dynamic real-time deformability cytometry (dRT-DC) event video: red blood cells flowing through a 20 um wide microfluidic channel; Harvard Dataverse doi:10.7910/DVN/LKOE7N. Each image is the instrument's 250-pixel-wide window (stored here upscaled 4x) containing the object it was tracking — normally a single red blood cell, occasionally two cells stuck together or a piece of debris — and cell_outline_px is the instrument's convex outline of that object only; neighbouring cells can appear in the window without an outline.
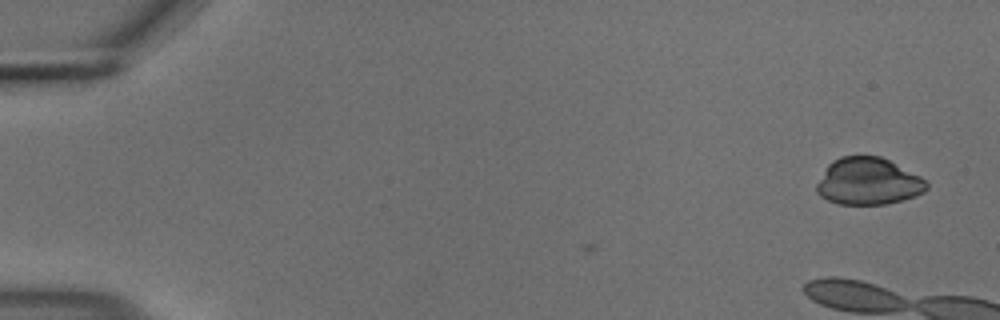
{"species": "common noctule bat (a hibernating species)", "species_latin": "Nyctalus noctula", "temperature_condition": "cold", "stored_images_in_passage": 8, "camera_frame_rate_fps": 3000, "um_per_image_px": 0.085, "animal": {"sex": "male", "body_mass_g": 18.8}, "frame": {"image": 1, "passage_image": 8, "time_ms": 2.333, "image_size_px": [1000, 320], "cell_outline_px": [[928, 188], [924, 192], [916, 196], [884, 204], [836, 204], [820, 196], [816, 192], [816, 184], [828, 164], [832, 160], [840, 156], [880, 156], [928, 180]], "centroid_in_image_um": [73.79, 15.42], "position_along_channel_um": 11.2, "area_um2": 30.17}}